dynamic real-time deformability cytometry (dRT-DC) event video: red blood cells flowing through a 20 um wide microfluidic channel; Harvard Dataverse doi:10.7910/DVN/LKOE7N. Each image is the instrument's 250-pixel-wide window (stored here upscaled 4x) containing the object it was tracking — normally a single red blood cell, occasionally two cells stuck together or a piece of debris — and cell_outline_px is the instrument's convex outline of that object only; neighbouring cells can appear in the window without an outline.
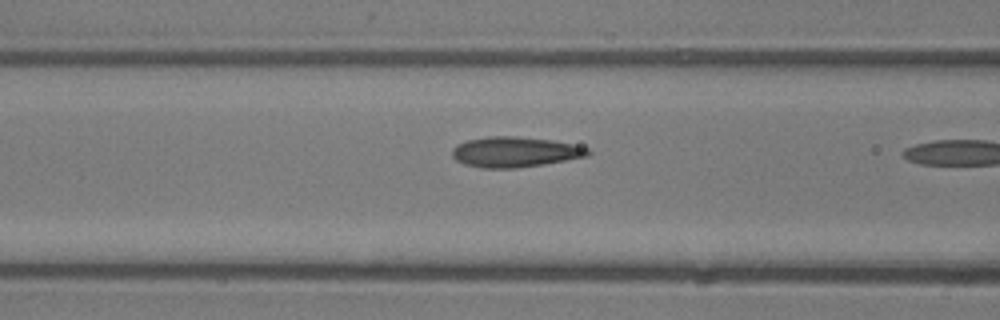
{"species": "common noctule bat (a hibernating species)", "species_latin": "Nyctalus noctula", "temperature_condition": "room temperature", "stored_images_in_passage": 11, "camera_frame_rate_fps": 3000, "um_per_image_px": 0.085, "animal": {"sex": "male", "body_mass_g": 13.3}, "frame": {"image": 1, "passage_image": 10, "time_ms": 3.0, "image_size_px": [1000, 320], "cell_outline_px": [[592, 152], [588, 156], [544, 164], [516, 168], [480, 168], [464, 164], [456, 160], [452, 156], [452, 148], [456, 144], [468, 140], [488, 136], [516, 136], [552, 140], [572, 144], [588, 148]], "centroid_in_image_um": [43.75, 12.92], "position_along_channel_um": 122.8, "area_um2": 24.1}}